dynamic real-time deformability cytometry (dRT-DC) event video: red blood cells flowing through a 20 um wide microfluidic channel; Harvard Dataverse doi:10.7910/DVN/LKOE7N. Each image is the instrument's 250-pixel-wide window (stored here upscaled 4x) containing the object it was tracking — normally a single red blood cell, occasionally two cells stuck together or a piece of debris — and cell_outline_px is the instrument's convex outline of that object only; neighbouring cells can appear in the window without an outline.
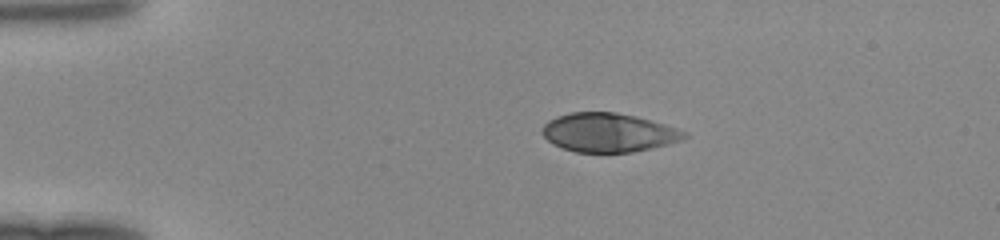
{"species": "human", "species_latin": "Homo sapiens", "temperature_condition": "room temperature", "stored_images_in_passage": 1, "camera_frame_rate_fps": 3000, "um_per_image_px": 0.085, "donor": {"sex": "female"}, "frame": {"image": 1, "passage_image": 1, "time_ms": 0.0, "image_size_px": [1000, 240], "cell_outline_px": [[648, 144], [640, 148], [620, 152], [584, 152], [568, 148], [552, 140], [548, 136], [548, 124], [564, 116], [580, 112], [608, 112], [624, 116]], "centroid_in_image_um": [50.63, 11.28], "position_along_channel_um": 34.4, "area_um2": 22.2}}